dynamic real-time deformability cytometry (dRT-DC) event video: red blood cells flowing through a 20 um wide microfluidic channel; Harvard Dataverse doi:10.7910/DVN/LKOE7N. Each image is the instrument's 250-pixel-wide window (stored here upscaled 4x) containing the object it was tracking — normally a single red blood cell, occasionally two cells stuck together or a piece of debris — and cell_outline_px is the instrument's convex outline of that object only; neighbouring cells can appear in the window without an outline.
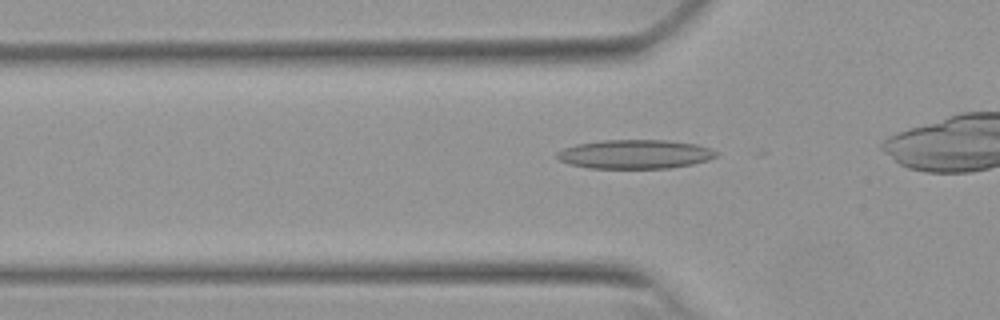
{"species": "Egyptian fruit bat (a non-hibernating species)", "species_latin": "Rousettus aegyptiacus", "temperature_condition": "warm", "stored_images_in_passage": 10, "camera_frame_rate_fps": 3000, "um_per_image_px": 0.085, "animal": {"sex": "female"}, "frame": {"image": 1, "passage_image": 7, "time_ms": 2.0, "image_size_px": [1000, 320], "cell_outline_px": [[720, 152], [716, 156], [708, 160], [692, 164], [668, 168], [588, 168], [568, 164], [560, 160], [556, 156], [556, 152], [564, 148], [576, 144], [600, 140], [668, 140], [696, 144], [712, 148]], "centroid_in_image_um": [53.98, 13.1], "position_along_channel_um": 71.8, "area_um2": 27.11}}